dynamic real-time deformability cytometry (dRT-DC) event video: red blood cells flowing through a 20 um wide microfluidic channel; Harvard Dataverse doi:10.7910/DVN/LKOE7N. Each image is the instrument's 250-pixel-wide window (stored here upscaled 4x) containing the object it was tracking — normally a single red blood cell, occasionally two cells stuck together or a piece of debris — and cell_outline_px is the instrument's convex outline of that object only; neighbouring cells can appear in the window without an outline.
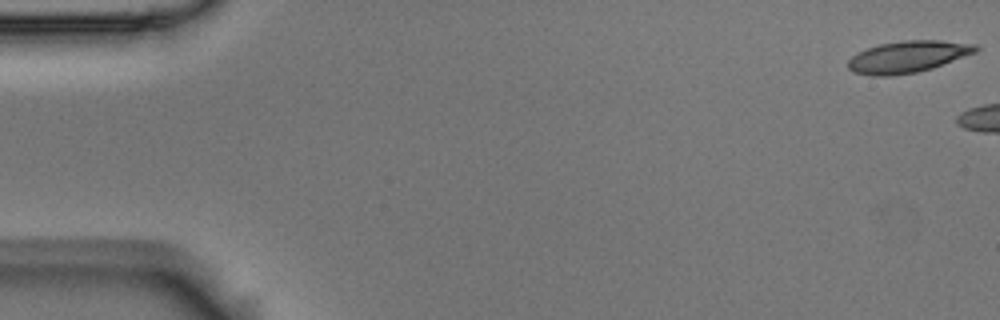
{"species": "Egyptian fruit bat (a non-hibernating species)", "species_latin": "Rousettus aegyptiacus", "temperature_condition": "room temperature", "stored_images_in_passage": 2, "camera_frame_rate_fps": 3000, "um_per_image_px": 0.085, "animal": {"sex": "male"}, "frame": {"image": 1, "passage_image": 1, "time_ms": 0.0, "image_size_px": [1000, 320], "cell_outline_px": [[980, 48], [976, 52], [932, 68], [916, 72], [892, 76], [872, 76], [852, 72], [848, 68], [848, 60], [856, 52], [880, 44], [900, 40], [940, 40], [976, 44]], "centroid_in_image_um": [77.14, 4.82], "position_along_channel_um": 7.9, "area_um2": 23.7}}